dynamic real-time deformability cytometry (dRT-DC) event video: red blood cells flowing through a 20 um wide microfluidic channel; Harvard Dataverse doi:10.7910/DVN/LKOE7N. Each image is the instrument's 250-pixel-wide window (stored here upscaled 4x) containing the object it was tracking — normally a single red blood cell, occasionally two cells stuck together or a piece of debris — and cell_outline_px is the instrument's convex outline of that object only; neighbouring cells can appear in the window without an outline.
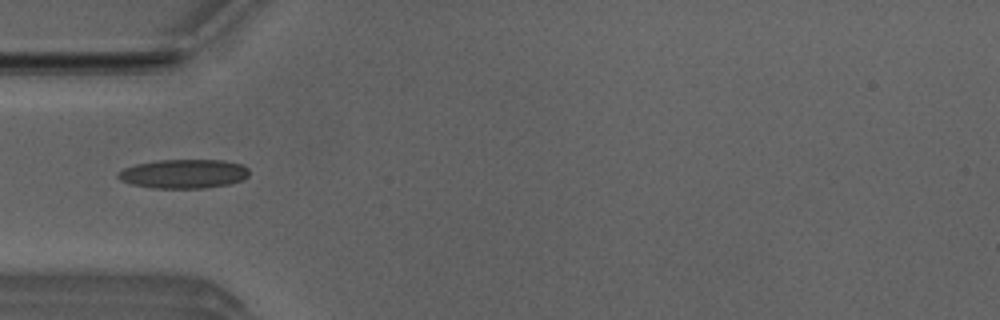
{"species": "Egyptian fruit bat (a non-hibernating species)", "species_latin": "Rousettus aegyptiacus", "temperature_condition": "room temperature", "stored_images_in_passage": 4, "camera_frame_rate_fps": 3000, "um_per_image_px": 0.085, "animal": {"sex": "male"}, "frame": {"image": 1, "passage_image": 4, "time_ms": 1.0, "image_size_px": [1000, 320], "cell_outline_px": [[248, 176], [244, 180], [232, 184], [204, 188], [152, 188], [132, 184], [120, 180], [116, 176], [116, 172], [124, 168], [136, 164], [160, 160], [224, 160], [240, 164], [248, 168]], "centroid_in_image_um": [15.62, 14.78], "position_along_channel_um": 69.4, "area_um2": 22.37}}